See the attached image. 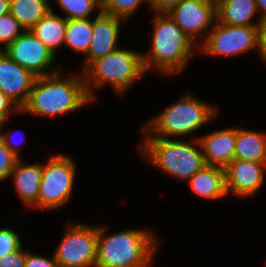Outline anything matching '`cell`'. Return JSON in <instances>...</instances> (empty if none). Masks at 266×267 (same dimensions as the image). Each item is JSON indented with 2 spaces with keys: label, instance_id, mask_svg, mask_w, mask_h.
Wrapping results in <instances>:
<instances>
[{
  "label": "cell",
  "instance_id": "1",
  "mask_svg": "<svg viewBox=\"0 0 266 267\" xmlns=\"http://www.w3.org/2000/svg\"><path fill=\"white\" fill-rule=\"evenodd\" d=\"M79 74L63 78L59 71L37 77L20 112L54 117L82 108L92 100L86 91L83 72Z\"/></svg>",
  "mask_w": 266,
  "mask_h": 267
},
{
  "label": "cell",
  "instance_id": "2",
  "mask_svg": "<svg viewBox=\"0 0 266 267\" xmlns=\"http://www.w3.org/2000/svg\"><path fill=\"white\" fill-rule=\"evenodd\" d=\"M98 227L95 267H149L159 244L149 230L129 229L112 235Z\"/></svg>",
  "mask_w": 266,
  "mask_h": 267
},
{
  "label": "cell",
  "instance_id": "3",
  "mask_svg": "<svg viewBox=\"0 0 266 267\" xmlns=\"http://www.w3.org/2000/svg\"><path fill=\"white\" fill-rule=\"evenodd\" d=\"M149 55L142 53L145 72L156 69L174 74L183 70L191 58L195 44L168 13H157Z\"/></svg>",
  "mask_w": 266,
  "mask_h": 267
},
{
  "label": "cell",
  "instance_id": "4",
  "mask_svg": "<svg viewBox=\"0 0 266 267\" xmlns=\"http://www.w3.org/2000/svg\"><path fill=\"white\" fill-rule=\"evenodd\" d=\"M146 136L139 147V152L146 161L165 174L188 181L205 166L199 138L195 139L197 146H200L196 148V144L193 145L185 140Z\"/></svg>",
  "mask_w": 266,
  "mask_h": 267
},
{
  "label": "cell",
  "instance_id": "5",
  "mask_svg": "<svg viewBox=\"0 0 266 267\" xmlns=\"http://www.w3.org/2000/svg\"><path fill=\"white\" fill-rule=\"evenodd\" d=\"M83 72L86 91L91 100L96 98L94 88L98 89L108 83L116 93L122 95L146 74L142 53L121 47L93 61Z\"/></svg>",
  "mask_w": 266,
  "mask_h": 267
},
{
  "label": "cell",
  "instance_id": "6",
  "mask_svg": "<svg viewBox=\"0 0 266 267\" xmlns=\"http://www.w3.org/2000/svg\"><path fill=\"white\" fill-rule=\"evenodd\" d=\"M217 112L216 107L196 99L190 93L166 107L143 126L142 130L145 135L155 138L182 137L198 131L215 118Z\"/></svg>",
  "mask_w": 266,
  "mask_h": 267
},
{
  "label": "cell",
  "instance_id": "7",
  "mask_svg": "<svg viewBox=\"0 0 266 267\" xmlns=\"http://www.w3.org/2000/svg\"><path fill=\"white\" fill-rule=\"evenodd\" d=\"M75 163L67 155L51 156L43 165L37 207L55 210L70 199L75 181Z\"/></svg>",
  "mask_w": 266,
  "mask_h": 267
},
{
  "label": "cell",
  "instance_id": "8",
  "mask_svg": "<svg viewBox=\"0 0 266 267\" xmlns=\"http://www.w3.org/2000/svg\"><path fill=\"white\" fill-rule=\"evenodd\" d=\"M98 227L81 223L68 224L54 253L58 267H95Z\"/></svg>",
  "mask_w": 266,
  "mask_h": 267
},
{
  "label": "cell",
  "instance_id": "9",
  "mask_svg": "<svg viewBox=\"0 0 266 267\" xmlns=\"http://www.w3.org/2000/svg\"><path fill=\"white\" fill-rule=\"evenodd\" d=\"M258 27L221 24L217 20L200 44L202 53L213 56H233L258 50Z\"/></svg>",
  "mask_w": 266,
  "mask_h": 267
},
{
  "label": "cell",
  "instance_id": "10",
  "mask_svg": "<svg viewBox=\"0 0 266 267\" xmlns=\"http://www.w3.org/2000/svg\"><path fill=\"white\" fill-rule=\"evenodd\" d=\"M3 52L18 65L30 70L37 77L63 71L59 66H53L56 54L29 30H25ZM51 65L52 68L50 69Z\"/></svg>",
  "mask_w": 266,
  "mask_h": 267
},
{
  "label": "cell",
  "instance_id": "11",
  "mask_svg": "<svg viewBox=\"0 0 266 267\" xmlns=\"http://www.w3.org/2000/svg\"><path fill=\"white\" fill-rule=\"evenodd\" d=\"M176 25L195 43L216 22V0H182L169 13ZM211 26V27H210ZM209 28V29H208Z\"/></svg>",
  "mask_w": 266,
  "mask_h": 267
},
{
  "label": "cell",
  "instance_id": "12",
  "mask_svg": "<svg viewBox=\"0 0 266 267\" xmlns=\"http://www.w3.org/2000/svg\"><path fill=\"white\" fill-rule=\"evenodd\" d=\"M36 78L30 70L21 67L0 51V91L20 109L26 104Z\"/></svg>",
  "mask_w": 266,
  "mask_h": 267
},
{
  "label": "cell",
  "instance_id": "13",
  "mask_svg": "<svg viewBox=\"0 0 266 267\" xmlns=\"http://www.w3.org/2000/svg\"><path fill=\"white\" fill-rule=\"evenodd\" d=\"M123 21L126 20L117 16L106 14L103 11L97 12L96 18L93 20L92 40L84 62V70L93 61L105 57L108 53H111L119 48L117 40L121 28L120 25Z\"/></svg>",
  "mask_w": 266,
  "mask_h": 267
},
{
  "label": "cell",
  "instance_id": "14",
  "mask_svg": "<svg viewBox=\"0 0 266 267\" xmlns=\"http://www.w3.org/2000/svg\"><path fill=\"white\" fill-rule=\"evenodd\" d=\"M228 193L248 197L257 193L264 182L266 163L234 159L225 168Z\"/></svg>",
  "mask_w": 266,
  "mask_h": 267
},
{
  "label": "cell",
  "instance_id": "15",
  "mask_svg": "<svg viewBox=\"0 0 266 267\" xmlns=\"http://www.w3.org/2000/svg\"><path fill=\"white\" fill-rule=\"evenodd\" d=\"M207 166L225 168L234 160L236 128L213 131L199 139Z\"/></svg>",
  "mask_w": 266,
  "mask_h": 267
},
{
  "label": "cell",
  "instance_id": "16",
  "mask_svg": "<svg viewBox=\"0 0 266 267\" xmlns=\"http://www.w3.org/2000/svg\"><path fill=\"white\" fill-rule=\"evenodd\" d=\"M21 158L16 162L9 177L14 178L15 190L19 198L26 205L37 208V201L40 192V182L42 179V164H27Z\"/></svg>",
  "mask_w": 266,
  "mask_h": 267
},
{
  "label": "cell",
  "instance_id": "17",
  "mask_svg": "<svg viewBox=\"0 0 266 267\" xmlns=\"http://www.w3.org/2000/svg\"><path fill=\"white\" fill-rule=\"evenodd\" d=\"M190 188L206 199H221L228 194L226 171L216 166L205 165L189 180Z\"/></svg>",
  "mask_w": 266,
  "mask_h": 267
},
{
  "label": "cell",
  "instance_id": "18",
  "mask_svg": "<svg viewBox=\"0 0 266 267\" xmlns=\"http://www.w3.org/2000/svg\"><path fill=\"white\" fill-rule=\"evenodd\" d=\"M255 0H216L217 21L226 25L259 26L252 21L257 14Z\"/></svg>",
  "mask_w": 266,
  "mask_h": 267
},
{
  "label": "cell",
  "instance_id": "19",
  "mask_svg": "<svg viewBox=\"0 0 266 267\" xmlns=\"http://www.w3.org/2000/svg\"><path fill=\"white\" fill-rule=\"evenodd\" d=\"M234 159L266 163V134L236 128Z\"/></svg>",
  "mask_w": 266,
  "mask_h": 267
},
{
  "label": "cell",
  "instance_id": "20",
  "mask_svg": "<svg viewBox=\"0 0 266 267\" xmlns=\"http://www.w3.org/2000/svg\"><path fill=\"white\" fill-rule=\"evenodd\" d=\"M53 10L51 7V11L29 31L56 54L55 49L64 43L67 19L55 14Z\"/></svg>",
  "mask_w": 266,
  "mask_h": 267
},
{
  "label": "cell",
  "instance_id": "21",
  "mask_svg": "<svg viewBox=\"0 0 266 267\" xmlns=\"http://www.w3.org/2000/svg\"><path fill=\"white\" fill-rule=\"evenodd\" d=\"M49 0H10L9 13L24 30H30L51 11Z\"/></svg>",
  "mask_w": 266,
  "mask_h": 267
},
{
  "label": "cell",
  "instance_id": "22",
  "mask_svg": "<svg viewBox=\"0 0 266 267\" xmlns=\"http://www.w3.org/2000/svg\"><path fill=\"white\" fill-rule=\"evenodd\" d=\"M93 19H67L64 44L76 53L87 55L92 40Z\"/></svg>",
  "mask_w": 266,
  "mask_h": 267
},
{
  "label": "cell",
  "instance_id": "23",
  "mask_svg": "<svg viewBox=\"0 0 266 267\" xmlns=\"http://www.w3.org/2000/svg\"><path fill=\"white\" fill-rule=\"evenodd\" d=\"M59 7L67 13L65 19L91 18V13L102 11V0H56Z\"/></svg>",
  "mask_w": 266,
  "mask_h": 267
},
{
  "label": "cell",
  "instance_id": "24",
  "mask_svg": "<svg viewBox=\"0 0 266 267\" xmlns=\"http://www.w3.org/2000/svg\"><path fill=\"white\" fill-rule=\"evenodd\" d=\"M143 1H148L150 6V0H102V11L127 21L138 11Z\"/></svg>",
  "mask_w": 266,
  "mask_h": 267
},
{
  "label": "cell",
  "instance_id": "25",
  "mask_svg": "<svg viewBox=\"0 0 266 267\" xmlns=\"http://www.w3.org/2000/svg\"><path fill=\"white\" fill-rule=\"evenodd\" d=\"M24 31L25 30L12 14L7 13L0 16V44H3L4 48H0V51L5 50Z\"/></svg>",
  "mask_w": 266,
  "mask_h": 267
},
{
  "label": "cell",
  "instance_id": "26",
  "mask_svg": "<svg viewBox=\"0 0 266 267\" xmlns=\"http://www.w3.org/2000/svg\"><path fill=\"white\" fill-rule=\"evenodd\" d=\"M21 247L20 235L16 231L7 227L0 229V259Z\"/></svg>",
  "mask_w": 266,
  "mask_h": 267
},
{
  "label": "cell",
  "instance_id": "27",
  "mask_svg": "<svg viewBox=\"0 0 266 267\" xmlns=\"http://www.w3.org/2000/svg\"><path fill=\"white\" fill-rule=\"evenodd\" d=\"M18 159L0 139V181L9 178Z\"/></svg>",
  "mask_w": 266,
  "mask_h": 267
},
{
  "label": "cell",
  "instance_id": "28",
  "mask_svg": "<svg viewBox=\"0 0 266 267\" xmlns=\"http://www.w3.org/2000/svg\"><path fill=\"white\" fill-rule=\"evenodd\" d=\"M24 267H58L55 257L47 258L41 255H32L26 251Z\"/></svg>",
  "mask_w": 266,
  "mask_h": 267
},
{
  "label": "cell",
  "instance_id": "29",
  "mask_svg": "<svg viewBox=\"0 0 266 267\" xmlns=\"http://www.w3.org/2000/svg\"><path fill=\"white\" fill-rule=\"evenodd\" d=\"M26 251L21 247L19 250L0 259V267H24Z\"/></svg>",
  "mask_w": 266,
  "mask_h": 267
},
{
  "label": "cell",
  "instance_id": "30",
  "mask_svg": "<svg viewBox=\"0 0 266 267\" xmlns=\"http://www.w3.org/2000/svg\"><path fill=\"white\" fill-rule=\"evenodd\" d=\"M21 111V109L0 91V126L3 125L10 116V112Z\"/></svg>",
  "mask_w": 266,
  "mask_h": 267
},
{
  "label": "cell",
  "instance_id": "31",
  "mask_svg": "<svg viewBox=\"0 0 266 267\" xmlns=\"http://www.w3.org/2000/svg\"><path fill=\"white\" fill-rule=\"evenodd\" d=\"M182 0H150V7L157 13H169Z\"/></svg>",
  "mask_w": 266,
  "mask_h": 267
},
{
  "label": "cell",
  "instance_id": "32",
  "mask_svg": "<svg viewBox=\"0 0 266 267\" xmlns=\"http://www.w3.org/2000/svg\"><path fill=\"white\" fill-rule=\"evenodd\" d=\"M261 59L266 62V19L260 21L258 27V50Z\"/></svg>",
  "mask_w": 266,
  "mask_h": 267
},
{
  "label": "cell",
  "instance_id": "33",
  "mask_svg": "<svg viewBox=\"0 0 266 267\" xmlns=\"http://www.w3.org/2000/svg\"><path fill=\"white\" fill-rule=\"evenodd\" d=\"M14 134V133H13ZM10 133H5V134H2L0 132V139L3 141L4 145L15 155L17 156L18 158H21L20 155H19V152L18 150L20 149V145H16V143H11V139H10ZM19 143V142H18ZM15 144V146L13 145ZM21 144V143H20Z\"/></svg>",
  "mask_w": 266,
  "mask_h": 267
},
{
  "label": "cell",
  "instance_id": "34",
  "mask_svg": "<svg viewBox=\"0 0 266 267\" xmlns=\"http://www.w3.org/2000/svg\"><path fill=\"white\" fill-rule=\"evenodd\" d=\"M260 15L257 20L266 19V0H255ZM260 10V11H259Z\"/></svg>",
  "mask_w": 266,
  "mask_h": 267
},
{
  "label": "cell",
  "instance_id": "35",
  "mask_svg": "<svg viewBox=\"0 0 266 267\" xmlns=\"http://www.w3.org/2000/svg\"><path fill=\"white\" fill-rule=\"evenodd\" d=\"M10 0H0V16L9 13Z\"/></svg>",
  "mask_w": 266,
  "mask_h": 267
}]
</instances>
